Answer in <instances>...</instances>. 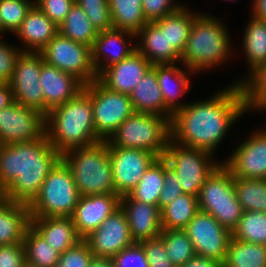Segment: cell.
Instances as JSON below:
<instances>
[{"mask_svg":"<svg viewBox=\"0 0 266 267\" xmlns=\"http://www.w3.org/2000/svg\"><path fill=\"white\" fill-rule=\"evenodd\" d=\"M233 83L207 100L177 110L170 122L171 139L214 154L229 128L247 112L241 87Z\"/></svg>","mask_w":266,"mask_h":267,"instance_id":"cell-1","label":"cell"},{"mask_svg":"<svg viewBox=\"0 0 266 267\" xmlns=\"http://www.w3.org/2000/svg\"><path fill=\"white\" fill-rule=\"evenodd\" d=\"M62 155L44 134L32 141L0 147V190L8 202L29 205Z\"/></svg>","mask_w":266,"mask_h":267,"instance_id":"cell-2","label":"cell"},{"mask_svg":"<svg viewBox=\"0 0 266 267\" xmlns=\"http://www.w3.org/2000/svg\"><path fill=\"white\" fill-rule=\"evenodd\" d=\"M45 135L61 155L101 141L94 128L91 97L84 89L45 116Z\"/></svg>","mask_w":266,"mask_h":267,"instance_id":"cell-3","label":"cell"},{"mask_svg":"<svg viewBox=\"0 0 266 267\" xmlns=\"http://www.w3.org/2000/svg\"><path fill=\"white\" fill-rule=\"evenodd\" d=\"M224 24L214 16L200 13L193 21L181 64L194 74L218 66L232 53L230 36Z\"/></svg>","mask_w":266,"mask_h":267,"instance_id":"cell-4","label":"cell"},{"mask_svg":"<svg viewBox=\"0 0 266 267\" xmlns=\"http://www.w3.org/2000/svg\"><path fill=\"white\" fill-rule=\"evenodd\" d=\"M80 196L116 194L107 141L70 149L62 154Z\"/></svg>","mask_w":266,"mask_h":267,"instance_id":"cell-5","label":"cell"},{"mask_svg":"<svg viewBox=\"0 0 266 267\" xmlns=\"http://www.w3.org/2000/svg\"><path fill=\"white\" fill-rule=\"evenodd\" d=\"M170 138L168 119L151 113L134 112L107 142L108 146L146 150L160 158L166 152Z\"/></svg>","mask_w":266,"mask_h":267,"instance_id":"cell-6","label":"cell"},{"mask_svg":"<svg viewBox=\"0 0 266 267\" xmlns=\"http://www.w3.org/2000/svg\"><path fill=\"white\" fill-rule=\"evenodd\" d=\"M79 198L72 172L61 159L28 205L29 212L31 217H71Z\"/></svg>","mask_w":266,"mask_h":267,"instance_id":"cell-7","label":"cell"},{"mask_svg":"<svg viewBox=\"0 0 266 267\" xmlns=\"http://www.w3.org/2000/svg\"><path fill=\"white\" fill-rule=\"evenodd\" d=\"M197 199L199 210L215 217L230 232L242 217L234 177L222 163L206 178Z\"/></svg>","mask_w":266,"mask_h":267,"instance_id":"cell-8","label":"cell"},{"mask_svg":"<svg viewBox=\"0 0 266 267\" xmlns=\"http://www.w3.org/2000/svg\"><path fill=\"white\" fill-rule=\"evenodd\" d=\"M212 153L174 142L171 138L162 156L176 173L183 193L198 197L206 178L222 163Z\"/></svg>","mask_w":266,"mask_h":267,"instance_id":"cell-9","label":"cell"},{"mask_svg":"<svg viewBox=\"0 0 266 267\" xmlns=\"http://www.w3.org/2000/svg\"><path fill=\"white\" fill-rule=\"evenodd\" d=\"M91 97L96 136L107 141L135 110L128 94L112 91L98 79L84 85Z\"/></svg>","mask_w":266,"mask_h":267,"instance_id":"cell-10","label":"cell"},{"mask_svg":"<svg viewBox=\"0 0 266 267\" xmlns=\"http://www.w3.org/2000/svg\"><path fill=\"white\" fill-rule=\"evenodd\" d=\"M44 62L72 74L84 85L98 79L92 64L91 47L75 42L59 32L40 52Z\"/></svg>","mask_w":266,"mask_h":267,"instance_id":"cell-11","label":"cell"},{"mask_svg":"<svg viewBox=\"0 0 266 267\" xmlns=\"http://www.w3.org/2000/svg\"><path fill=\"white\" fill-rule=\"evenodd\" d=\"M44 59L40 53L22 52L18 57L9 84L14 101L44 115V96L40 85V71Z\"/></svg>","mask_w":266,"mask_h":267,"instance_id":"cell-12","label":"cell"},{"mask_svg":"<svg viewBox=\"0 0 266 267\" xmlns=\"http://www.w3.org/2000/svg\"><path fill=\"white\" fill-rule=\"evenodd\" d=\"M183 230L196 254L214 258L220 263L225 261L232 235L215 217L199 210Z\"/></svg>","mask_w":266,"mask_h":267,"instance_id":"cell-13","label":"cell"},{"mask_svg":"<svg viewBox=\"0 0 266 267\" xmlns=\"http://www.w3.org/2000/svg\"><path fill=\"white\" fill-rule=\"evenodd\" d=\"M108 147L115 192L120 197L128 195L158 157L142 149Z\"/></svg>","mask_w":266,"mask_h":267,"instance_id":"cell-14","label":"cell"},{"mask_svg":"<svg viewBox=\"0 0 266 267\" xmlns=\"http://www.w3.org/2000/svg\"><path fill=\"white\" fill-rule=\"evenodd\" d=\"M45 134V116L14 101L0 110V143L32 141Z\"/></svg>","mask_w":266,"mask_h":267,"instance_id":"cell-15","label":"cell"},{"mask_svg":"<svg viewBox=\"0 0 266 267\" xmlns=\"http://www.w3.org/2000/svg\"><path fill=\"white\" fill-rule=\"evenodd\" d=\"M246 139L222 164L234 178L266 179V129Z\"/></svg>","mask_w":266,"mask_h":267,"instance_id":"cell-16","label":"cell"},{"mask_svg":"<svg viewBox=\"0 0 266 267\" xmlns=\"http://www.w3.org/2000/svg\"><path fill=\"white\" fill-rule=\"evenodd\" d=\"M84 240L94 256L112 259L135 243L130 235L127 217L121 207Z\"/></svg>","mask_w":266,"mask_h":267,"instance_id":"cell-17","label":"cell"},{"mask_svg":"<svg viewBox=\"0 0 266 267\" xmlns=\"http://www.w3.org/2000/svg\"><path fill=\"white\" fill-rule=\"evenodd\" d=\"M117 194H93L80 196L71 216L79 236L84 239L120 208Z\"/></svg>","mask_w":266,"mask_h":267,"instance_id":"cell-18","label":"cell"},{"mask_svg":"<svg viewBox=\"0 0 266 267\" xmlns=\"http://www.w3.org/2000/svg\"><path fill=\"white\" fill-rule=\"evenodd\" d=\"M130 38H136V34L128 30L111 29L98 32L91 48L92 64L97 76L106 68L124 60L136 51V45H133Z\"/></svg>","mask_w":266,"mask_h":267,"instance_id":"cell-19","label":"cell"},{"mask_svg":"<svg viewBox=\"0 0 266 267\" xmlns=\"http://www.w3.org/2000/svg\"><path fill=\"white\" fill-rule=\"evenodd\" d=\"M39 81L43 89L44 116L71 100L84 88V84L72 74L46 62L42 64Z\"/></svg>","mask_w":266,"mask_h":267,"instance_id":"cell-20","label":"cell"},{"mask_svg":"<svg viewBox=\"0 0 266 267\" xmlns=\"http://www.w3.org/2000/svg\"><path fill=\"white\" fill-rule=\"evenodd\" d=\"M120 207L125 212L135 243L160 236L162 226L158 206L134 200L128 194L121 197Z\"/></svg>","mask_w":266,"mask_h":267,"instance_id":"cell-21","label":"cell"},{"mask_svg":"<svg viewBox=\"0 0 266 267\" xmlns=\"http://www.w3.org/2000/svg\"><path fill=\"white\" fill-rule=\"evenodd\" d=\"M151 67L152 64L136 50L129 57L106 68L98 80L112 91L129 95Z\"/></svg>","mask_w":266,"mask_h":267,"instance_id":"cell-22","label":"cell"},{"mask_svg":"<svg viewBox=\"0 0 266 267\" xmlns=\"http://www.w3.org/2000/svg\"><path fill=\"white\" fill-rule=\"evenodd\" d=\"M58 33L54 24L37 6L33 5L20 27L14 33L25 47L23 52L40 53Z\"/></svg>","mask_w":266,"mask_h":267,"instance_id":"cell-23","label":"cell"},{"mask_svg":"<svg viewBox=\"0 0 266 267\" xmlns=\"http://www.w3.org/2000/svg\"><path fill=\"white\" fill-rule=\"evenodd\" d=\"M136 39L140 42V45L138 42L135 43L137 44L136 50L152 65L176 64L177 62H181V54L173 45H169L166 32H163L155 23H146L136 33Z\"/></svg>","mask_w":266,"mask_h":267,"instance_id":"cell-24","label":"cell"},{"mask_svg":"<svg viewBox=\"0 0 266 267\" xmlns=\"http://www.w3.org/2000/svg\"><path fill=\"white\" fill-rule=\"evenodd\" d=\"M157 73V82L162 92L165 106L174 114L186 104L178 99L187 91H190L189 73L192 70L183 71L178 64H153ZM187 71V72H186ZM188 76V77H187Z\"/></svg>","mask_w":266,"mask_h":267,"instance_id":"cell-25","label":"cell"},{"mask_svg":"<svg viewBox=\"0 0 266 267\" xmlns=\"http://www.w3.org/2000/svg\"><path fill=\"white\" fill-rule=\"evenodd\" d=\"M31 226L59 253L82 240L71 217H31Z\"/></svg>","mask_w":266,"mask_h":267,"instance_id":"cell-26","label":"cell"},{"mask_svg":"<svg viewBox=\"0 0 266 267\" xmlns=\"http://www.w3.org/2000/svg\"><path fill=\"white\" fill-rule=\"evenodd\" d=\"M129 96L135 112L160 115L171 122L173 113L165 106L157 82V73L153 67L147 71Z\"/></svg>","mask_w":266,"mask_h":267,"instance_id":"cell-27","label":"cell"},{"mask_svg":"<svg viewBox=\"0 0 266 267\" xmlns=\"http://www.w3.org/2000/svg\"><path fill=\"white\" fill-rule=\"evenodd\" d=\"M31 225L29 207L24 203L0 202V245L23 243Z\"/></svg>","mask_w":266,"mask_h":267,"instance_id":"cell-28","label":"cell"},{"mask_svg":"<svg viewBox=\"0 0 266 267\" xmlns=\"http://www.w3.org/2000/svg\"><path fill=\"white\" fill-rule=\"evenodd\" d=\"M200 13L191 12L186 5L154 23L163 31L166 32L169 39V45L181 54L186 46L189 38L190 29L193 21Z\"/></svg>","mask_w":266,"mask_h":267,"instance_id":"cell-29","label":"cell"},{"mask_svg":"<svg viewBox=\"0 0 266 267\" xmlns=\"http://www.w3.org/2000/svg\"><path fill=\"white\" fill-rule=\"evenodd\" d=\"M243 36V50L252 72L266 62V21L252 15Z\"/></svg>","mask_w":266,"mask_h":267,"instance_id":"cell-30","label":"cell"},{"mask_svg":"<svg viewBox=\"0 0 266 267\" xmlns=\"http://www.w3.org/2000/svg\"><path fill=\"white\" fill-rule=\"evenodd\" d=\"M198 211L197 197L183 193L160 211L162 230H183Z\"/></svg>","mask_w":266,"mask_h":267,"instance_id":"cell-31","label":"cell"},{"mask_svg":"<svg viewBox=\"0 0 266 267\" xmlns=\"http://www.w3.org/2000/svg\"><path fill=\"white\" fill-rule=\"evenodd\" d=\"M222 267H266V245L231 238Z\"/></svg>","mask_w":266,"mask_h":267,"instance_id":"cell-32","label":"cell"},{"mask_svg":"<svg viewBox=\"0 0 266 267\" xmlns=\"http://www.w3.org/2000/svg\"><path fill=\"white\" fill-rule=\"evenodd\" d=\"M58 32L75 41L89 47H93L98 32L93 27L83 9L74 3L65 20L58 26Z\"/></svg>","mask_w":266,"mask_h":267,"instance_id":"cell-33","label":"cell"},{"mask_svg":"<svg viewBox=\"0 0 266 267\" xmlns=\"http://www.w3.org/2000/svg\"><path fill=\"white\" fill-rule=\"evenodd\" d=\"M114 29L137 33L147 23L142 0H108Z\"/></svg>","mask_w":266,"mask_h":267,"instance_id":"cell-34","label":"cell"},{"mask_svg":"<svg viewBox=\"0 0 266 267\" xmlns=\"http://www.w3.org/2000/svg\"><path fill=\"white\" fill-rule=\"evenodd\" d=\"M163 185L164 158L160 157L149 166L129 195L134 200L158 206L159 195Z\"/></svg>","mask_w":266,"mask_h":267,"instance_id":"cell-35","label":"cell"},{"mask_svg":"<svg viewBox=\"0 0 266 267\" xmlns=\"http://www.w3.org/2000/svg\"><path fill=\"white\" fill-rule=\"evenodd\" d=\"M26 262L36 267H55L60 254L31 225L24 237Z\"/></svg>","mask_w":266,"mask_h":267,"instance_id":"cell-36","label":"cell"},{"mask_svg":"<svg viewBox=\"0 0 266 267\" xmlns=\"http://www.w3.org/2000/svg\"><path fill=\"white\" fill-rule=\"evenodd\" d=\"M248 78L238 83L243 93L246 111L261 110L266 108V62L256 67L252 72L248 71Z\"/></svg>","mask_w":266,"mask_h":267,"instance_id":"cell-37","label":"cell"},{"mask_svg":"<svg viewBox=\"0 0 266 267\" xmlns=\"http://www.w3.org/2000/svg\"><path fill=\"white\" fill-rule=\"evenodd\" d=\"M234 187L243 211L266 213V179L234 178Z\"/></svg>","mask_w":266,"mask_h":267,"instance_id":"cell-38","label":"cell"},{"mask_svg":"<svg viewBox=\"0 0 266 267\" xmlns=\"http://www.w3.org/2000/svg\"><path fill=\"white\" fill-rule=\"evenodd\" d=\"M231 235L240 241L266 245V213L243 211Z\"/></svg>","mask_w":266,"mask_h":267,"instance_id":"cell-39","label":"cell"},{"mask_svg":"<svg viewBox=\"0 0 266 267\" xmlns=\"http://www.w3.org/2000/svg\"><path fill=\"white\" fill-rule=\"evenodd\" d=\"M160 237L165 245L168 258L175 267L184 265L196 254L194 246L184 230H162Z\"/></svg>","mask_w":266,"mask_h":267,"instance_id":"cell-40","label":"cell"},{"mask_svg":"<svg viewBox=\"0 0 266 267\" xmlns=\"http://www.w3.org/2000/svg\"><path fill=\"white\" fill-rule=\"evenodd\" d=\"M34 5L30 0H0V27L15 33Z\"/></svg>","mask_w":266,"mask_h":267,"instance_id":"cell-41","label":"cell"},{"mask_svg":"<svg viewBox=\"0 0 266 267\" xmlns=\"http://www.w3.org/2000/svg\"><path fill=\"white\" fill-rule=\"evenodd\" d=\"M97 32L114 29L108 0H75Z\"/></svg>","mask_w":266,"mask_h":267,"instance_id":"cell-42","label":"cell"},{"mask_svg":"<svg viewBox=\"0 0 266 267\" xmlns=\"http://www.w3.org/2000/svg\"><path fill=\"white\" fill-rule=\"evenodd\" d=\"M93 256L87 242L82 239L60 254L55 267H89Z\"/></svg>","mask_w":266,"mask_h":267,"instance_id":"cell-43","label":"cell"},{"mask_svg":"<svg viewBox=\"0 0 266 267\" xmlns=\"http://www.w3.org/2000/svg\"><path fill=\"white\" fill-rule=\"evenodd\" d=\"M146 253L149 267H175L168 258L165 245L160 236L140 242Z\"/></svg>","mask_w":266,"mask_h":267,"instance_id":"cell-44","label":"cell"},{"mask_svg":"<svg viewBox=\"0 0 266 267\" xmlns=\"http://www.w3.org/2000/svg\"><path fill=\"white\" fill-rule=\"evenodd\" d=\"M183 194L182 185L174 170L164 159V185L159 195L158 208L161 211L165 206L173 202Z\"/></svg>","mask_w":266,"mask_h":267,"instance_id":"cell-45","label":"cell"},{"mask_svg":"<svg viewBox=\"0 0 266 267\" xmlns=\"http://www.w3.org/2000/svg\"><path fill=\"white\" fill-rule=\"evenodd\" d=\"M178 4L173 0H142V10L147 23H154L184 6Z\"/></svg>","mask_w":266,"mask_h":267,"instance_id":"cell-46","label":"cell"},{"mask_svg":"<svg viewBox=\"0 0 266 267\" xmlns=\"http://www.w3.org/2000/svg\"><path fill=\"white\" fill-rule=\"evenodd\" d=\"M37 6L50 20L60 26L70 12L75 0H33Z\"/></svg>","mask_w":266,"mask_h":267,"instance_id":"cell-47","label":"cell"},{"mask_svg":"<svg viewBox=\"0 0 266 267\" xmlns=\"http://www.w3.org/2000/svg\"><path fill=\"white\" fill-rule=\"evenodd\" d=\"M23 51L0 40V82L9 83L13 77L18 57Z\"/></svg>","mask_w":266,"mask_h":267,"instance_id":"cell-48","label":"cell"},{"mask_svg":"<svg viewBox=\"0 0 266 267\" xmlns=\"http://www.w3.org/2000/svg\"><path fill=\"white\" fill-rule=\"evenodd\" d=\"M113 267H149L146 253L140 243H134L113 258Z\"/></svg>","mask_w":266,"mask_h":267,"instance_id":"cell-49","label":"cell"},{"mask_svg":"<svg viewBox=\"0 0 266 267\" xmlns=\"http://www.w3.org/2000/svg\"><path fill=\"white\" fill-rule=\"evenodd\" d=\"M25 263L24 243L0 245V267H23Z\"/></svg>","mask_w":266,"mask_h":267,"instance_id":"cell-50","label":"cell"},{"mask_svg":"<svg viewBox=\"0 0 266 267\" xmlns=\"http://www.w3.org/2000/svg\"><path fill=\"white\" fill-rule=\"evenodd\" d=\"M180 267H222V263L214 258L195 254L187 263Z\"/></svg>","mask_w":266,"mask_h":267,"instance_id":"cell-51","label":"cell"},{"mask_svg":"<svg viewBox=\"0 0 266 267\" xmlns=\"http://www.w3.org/2000/svg\"><path fill=\"white\" fill-rule=\"evenodd\" d=\"M14 102L11 85L6 82H0V110L8 107Z\"/></svg>","mask_w":266,"mask_h":267,"instance_id":"cell-52","label":"cell"},{"mask_svg":"<svg viewBox=\"0 0 266 267\" xmlns=\"http://www.w3.org/2000/svg\"><path fill=\"white\" fill-rule=\"evenodd\" d=\"M252 15L256 18L266 21V0L252 1Z\"/></svg>","mask_w":266,"mask_h":267,"instance_id":"cell-53","label":"cell"},{"mask_svg":"<svg viewBox=\"0 0 266 267\" xmlns=\"http://www.w3.org/2000/svg\"><path fill=\"white\" fill-rule=\"evenodd\" d=\"M114 262L112 258L93 256L89 267H113Z\"/></svg>","mask_w":266,"mask_h":267,"instance_id":"cell-54","label":"cell"},{"mask_svg":"<svg viewBox=\"0 0 266 267\" xmlns=\"http://www.w3.org/2000/svg\"><path fill=\"white\" fill-rule=\"evenodd\" d=\"M23 267H36V266H33V265H31V264H29V263H25L24 265H23Z\"/></svg>","mask_w":266,"mask_h":267,"instance_id":"cell-55","label":"cell"},{"mask_svg":"<svg viewBox=\"0 0 266 267\" xmlns=\"http://www.w3.org/2000/svg\"><path fill=\"white\" fill-rule=\"evenodd\" d=\"M3 200V192L0 190V202Z\"/></svg>","mask_w":266,"mask_h":267,"instance_id":"cell-56","label":"cell"},{"mask_svg":"<svg viewBox=\"0 0 266 267\" xmlns=\"http://www.w3.org/2000/svg\"><path fill=\"white\" fill-rule=\"evenodd\" d=\"M3 33H4V32L2 31V29H1V27H0V35H3Z\"/></svg>","mask_w":266,"mask_h":267,"instance_id":"cell-57","label":"cell"}]
</instances>
